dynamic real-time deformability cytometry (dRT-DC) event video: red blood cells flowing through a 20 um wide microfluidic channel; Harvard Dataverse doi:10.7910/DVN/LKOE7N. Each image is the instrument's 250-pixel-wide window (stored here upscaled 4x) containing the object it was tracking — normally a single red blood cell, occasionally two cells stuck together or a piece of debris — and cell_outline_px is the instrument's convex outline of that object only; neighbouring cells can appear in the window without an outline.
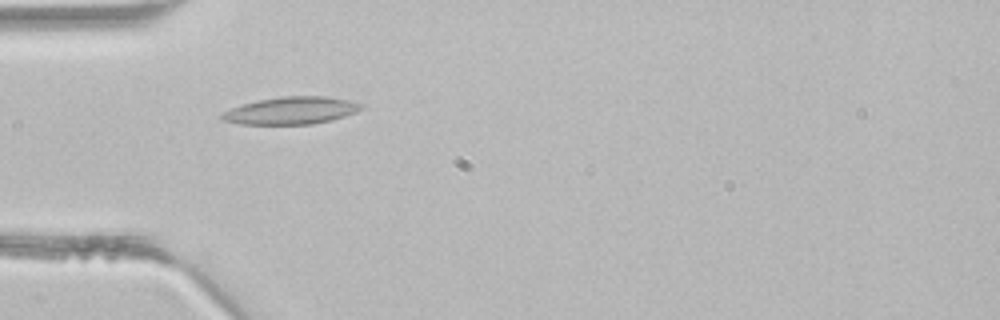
{"species": "common noctule bat (a hibernating species)", "species_latin": "Nyctalus noctula", "temperature_condition": "room temperature", "stored_images_in_passage": 4, "camera_frame_rate_fps": 3000, "um_per_image_px": 0.085, "animal": {"sex": "male", "body_mass_g": 21.5, "forearm_length_mm": 52.0}, "frame": {"image": 1, "passage_image": 3, "time_ms": 0.667, "image_size_px": [1000, 320], "cell_outline_px": [[364, 108], [356, 112], [332, 120], [312, 124], [240, 124], [220, 120], [220, 116], [224, 112], [232, 108], [244, 104], [260, 100], [280, 96], [324, 96], [348, 100], [364, 104]], "centroid_in_image_um": [24.78, 9.4], "position_along_channel_um": 60.2, "area_um2": 22.14}}
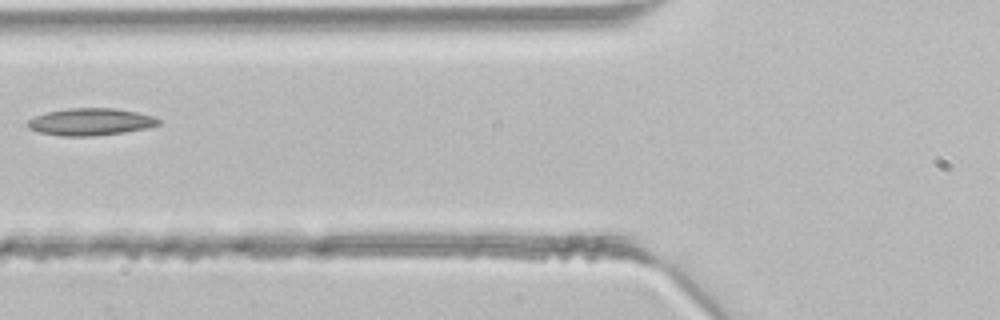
{"frame": {"image": 2, "passage_image": 4, "time_ms": 1.0, "image_size_px": [1000, 320], "cell_outline_px": [[160, 124], [148, 128], [124, 132], [92, 136], [60, 136], [40, 132], [28, 128], [28, 120], [36, 116], [48, 112], [68, 108], [116, 108], [136, 112], [152, 116], [160, 120]], "centroid_in_image_um": [7.71, 10.36], "position_along_channel_um": 118.1, "area_um2": 20.58}}